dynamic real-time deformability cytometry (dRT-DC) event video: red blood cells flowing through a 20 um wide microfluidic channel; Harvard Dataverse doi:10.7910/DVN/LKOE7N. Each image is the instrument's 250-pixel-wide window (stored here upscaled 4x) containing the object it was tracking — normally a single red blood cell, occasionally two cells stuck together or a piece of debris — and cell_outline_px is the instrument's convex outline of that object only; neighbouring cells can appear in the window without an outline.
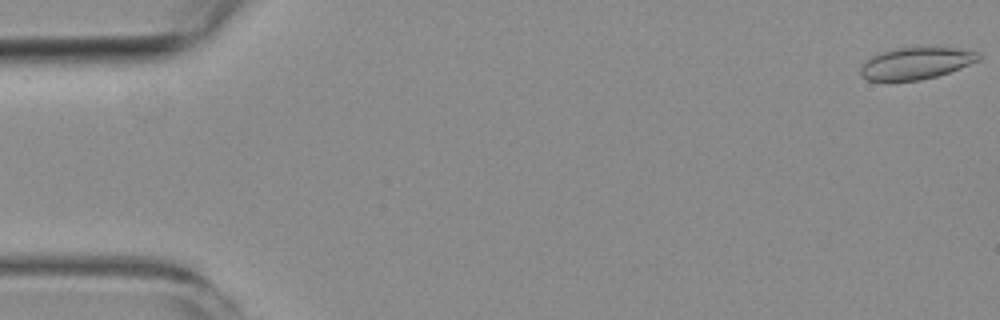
{"species": "common noctule bat (a hibernating species)", "species_latin": "Nyctalus noctula", "temperature_condition": "room temperature", "stored_images_in_passage": 4, "camera_frame_rate_fps": 3000, "um_per_image_px": 0.085, "animal": {"sex": "female", "body_mass_g": 19.3, "forearm_length_mm": 54.1}, "frame": {"image": 1, "passage_image": 1, "time_ms": 0.0, "image_size_px": [1000, 320], "cell_outline_px": [[980, 60], [960, 68], [936, 76], [920, 80], [868, 80], [860, 76], [860, 68], [872, 56], [880, 52], [896, 48], [956, 48], [976, 52], [980, 56]], "centroid_in_image_um": [77.85, 5.38], "position_along_channel_um": 7.2, "area_um2": 21.44}}
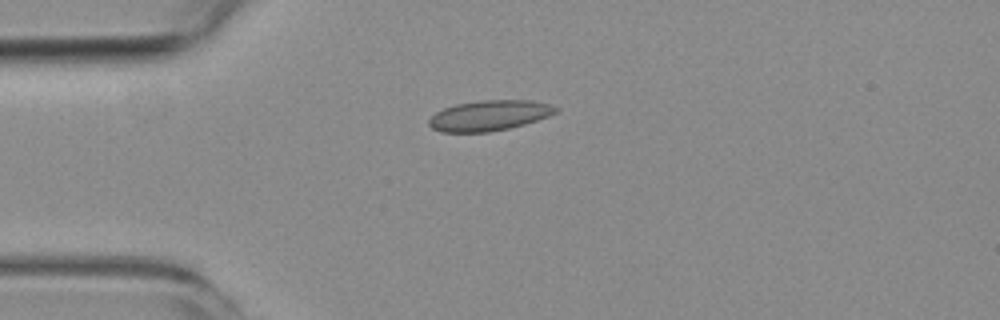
{"frame": {"image": 2, "passage_image": 4, "time_ms": 4.333, "image_size_px": [1000, 320], "cell_outline_px": [[560, 108], [556, 112], [548, 116], [524, 124], [508, 128], [488, 132], [440, 132], [432, 128], [428, 124], [428, 120], [436, 112], [444, 108], [456, 104], [480, 100], [532, 100], [552, 104]], "centroid_in_image_um": [41.59, 9.81], "position_along_channel_um": 43.4, "area_um2": 22.48}}